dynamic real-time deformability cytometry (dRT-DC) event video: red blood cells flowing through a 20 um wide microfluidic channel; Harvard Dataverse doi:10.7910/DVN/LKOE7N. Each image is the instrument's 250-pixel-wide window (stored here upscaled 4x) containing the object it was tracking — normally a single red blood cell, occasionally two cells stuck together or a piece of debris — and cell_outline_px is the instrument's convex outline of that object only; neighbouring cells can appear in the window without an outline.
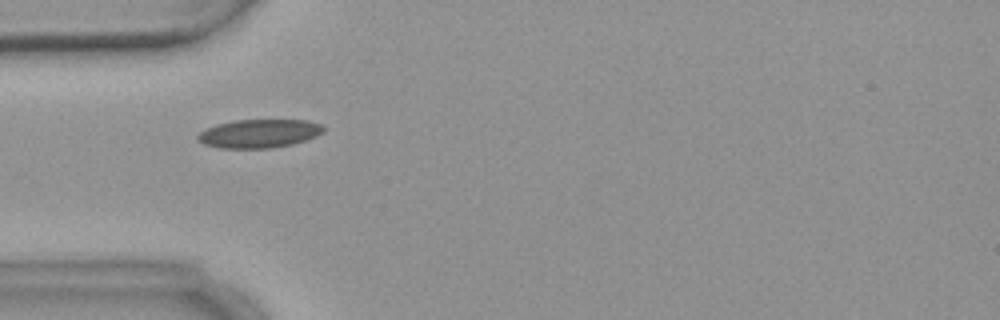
{"species": "common noctule bat (a hibernating species)", "species_latin": "Nyctalus noctula", "temperature_condition": "warm", "stored_images_in_passage": 2, "camera_frame_rate_fps": 3000, "um_per_image_px": 0.085, "animal": {"sex": "female", "body_mass_g": 18.4}, "frame": {"image": 1, "passage_image": 1, "time_ms": 0.0, "image_size_px": [1000, 320], "cell_outline_px": [[324, 132], [316, 136], [292, 144], [272, 148], [220, 148], [204, 144], [196, 140], [196, 136], [204, 128], [216, 124], [236, 120], [308, 120], [324, 124]], "centroid_in_image_um": [22.01, 11.34], "position_along_channel_um": 63.0, "area_um2": 21.1}}